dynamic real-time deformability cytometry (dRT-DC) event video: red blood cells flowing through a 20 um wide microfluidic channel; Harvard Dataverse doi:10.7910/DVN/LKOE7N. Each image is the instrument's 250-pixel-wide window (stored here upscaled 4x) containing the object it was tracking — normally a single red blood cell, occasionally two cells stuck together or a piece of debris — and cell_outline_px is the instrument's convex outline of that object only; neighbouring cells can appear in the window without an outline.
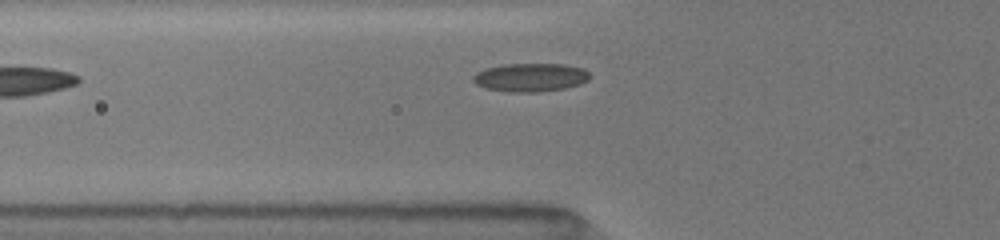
{"species": "common noctule bat (a hibernating species)", "species_latin": "Nyctalus noctula", "temperature_condition": "room temperature", "stored_images_in_passage": 4, "camera_frame_rate_fps": 3000, "um_per_image_px": 0.085, "animal": {"sex": "female", "body_mass_g": 19.5, "forearm_length_mm": 54.1}, "frame": {"image": 1, "passage_image": 4, "time_ms": 2.333, "image_size_px": [1000, 240], "cell_outline_px": [[588, 80], [580, 84], [564, 88], [540, 92], [508, 92], [484, 88], [476, 84], [472, 80], [472, 76], [476, 72], [484, 68], [504, 64], [564, 64], [584, 68], [588, 72]], "centroid_in_image_um": [45.04, 6.58], "position_along_channel_um": 80.8, "area_um2": 19.48}}